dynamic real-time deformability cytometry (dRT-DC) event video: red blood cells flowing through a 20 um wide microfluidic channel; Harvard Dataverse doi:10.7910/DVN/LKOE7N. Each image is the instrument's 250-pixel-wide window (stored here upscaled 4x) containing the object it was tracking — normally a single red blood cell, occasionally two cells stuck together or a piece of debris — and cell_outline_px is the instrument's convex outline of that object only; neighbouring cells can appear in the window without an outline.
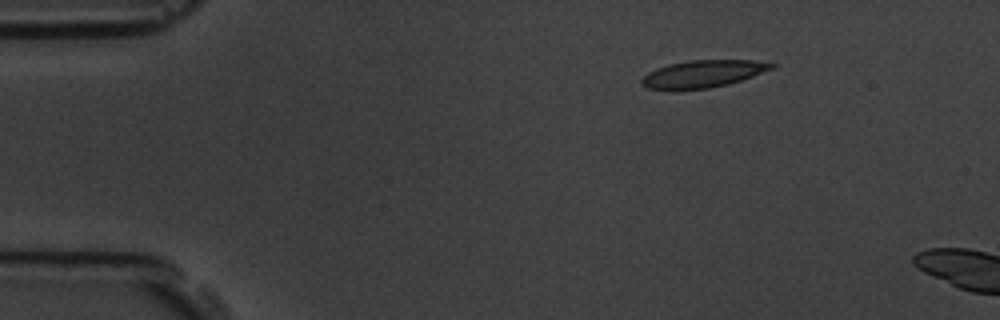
{"species": "common noctule bat (a hibernating species)", "species_latin": "Nyctalus noctula", "temperature_condition": "room temperature", "stored_images_in_passage": 5, "camera_frame_rate_fps": 3000, "um_per_image_px": 0.085, "animal": {"sex": "male", "body_mass_g": 19.5, "forearm_length_mm": 54.6}, "frame": {"image": 1, "passage_image": 5, "time_ms": 5.333, "image_size_px": [1000, 320], "cell_outline_px": [[776, 68], [728, 84], [708, 88], [648, 88], [640, 84], [640, 80], [648, 72], [656, 68], [668, 64], [688, 60], [752, 60], [776, 64]], "centroid_in_image_um": [59.78, 6.25], "position_along_channel_um": 25.2, "area_um2": 20.29}}